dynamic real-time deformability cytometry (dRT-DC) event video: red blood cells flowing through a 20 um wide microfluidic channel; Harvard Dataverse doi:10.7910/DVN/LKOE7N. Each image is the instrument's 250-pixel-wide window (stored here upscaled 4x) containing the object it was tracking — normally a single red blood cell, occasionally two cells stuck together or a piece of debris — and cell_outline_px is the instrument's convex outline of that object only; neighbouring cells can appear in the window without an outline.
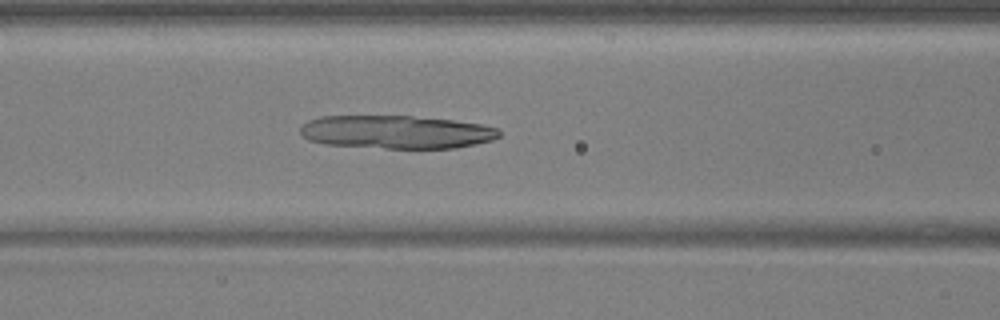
{"species": "common noctule bat (a hibernating species)", "species_latin": "Nyctalus noctula", "temperature_condition": "warm", "stored_images_in_passage": 54, "camera_frame_rate_fps": 3000, "um_per_image_px": 0.085, "animal": {"sex": "male", "body_mass_g": 17.9, "forearm_length_mm": 54.2}, "frame": {"image": 1, "passage_image": 23, "time_ms": 7.333, "image_size_px": [1000, 320], "cell_outline_px": [[500, 136], [492, 140], [476, 144], [456, 148], [384, 148], [324, 144], [308, 140], [300, 132], [300, 128], [308, 120], [320, 116], [412, 116], [452, 120], [480, 124], [496, 128], [500, 132]], "centroid_in_image_um": [33.68, 11.22], "position_along_channel_um": 132.9, "area_um2": 38.44}}
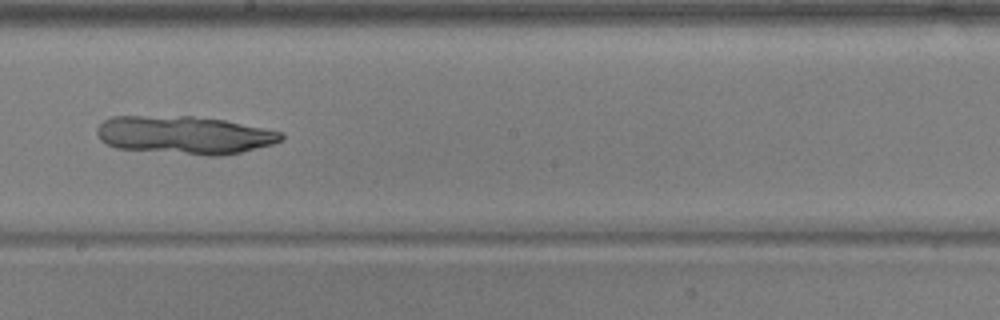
{"frame": {"image": 2, "passage_image": 31, "time_ms": 10.0, "image_size_px": [1000, 320], "cell_outline_px": [[284, 136], [280, 140], [272, 144], [240, 152], [220, 156], [208, 156], [116, 148], [100, 140], [96, 132], [96, 128], [104, 120], [112, 116], [192, 116], [224, 120], [280, 132]], "centroid_in_image_um": [15.62, 11.48], "position_along_channel_um": 232.6, "area_um2": 40.63}}
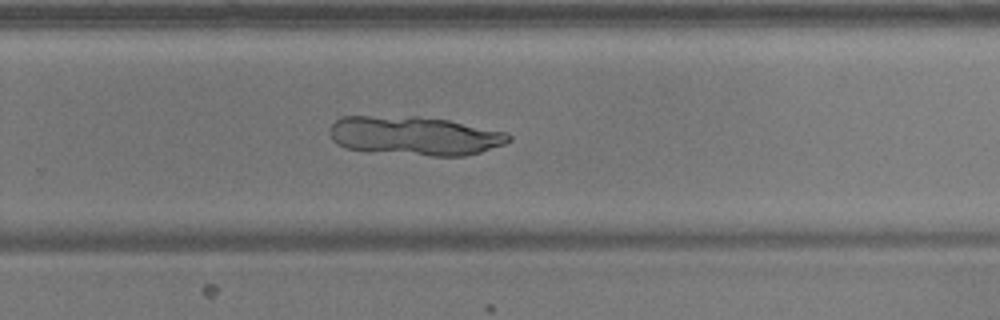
{"frame": {"image": 3, "passage_image": 36, "time_ms": 11.667, "image_size_px": [1000, 320], "cell_outline_px": [[512, 140], [504, 144], [480, 152], [464, 156], [432, 156], [344, 148], [336, 144], [332, 140], [332, 124], [340, 116], [416, 116], [448, 120], [508, 132], [512, 136]], "centroid_in_image_um": [35.29, 11.53], "position_along_channel_um": 294.5, "area_um2": 40.52}}